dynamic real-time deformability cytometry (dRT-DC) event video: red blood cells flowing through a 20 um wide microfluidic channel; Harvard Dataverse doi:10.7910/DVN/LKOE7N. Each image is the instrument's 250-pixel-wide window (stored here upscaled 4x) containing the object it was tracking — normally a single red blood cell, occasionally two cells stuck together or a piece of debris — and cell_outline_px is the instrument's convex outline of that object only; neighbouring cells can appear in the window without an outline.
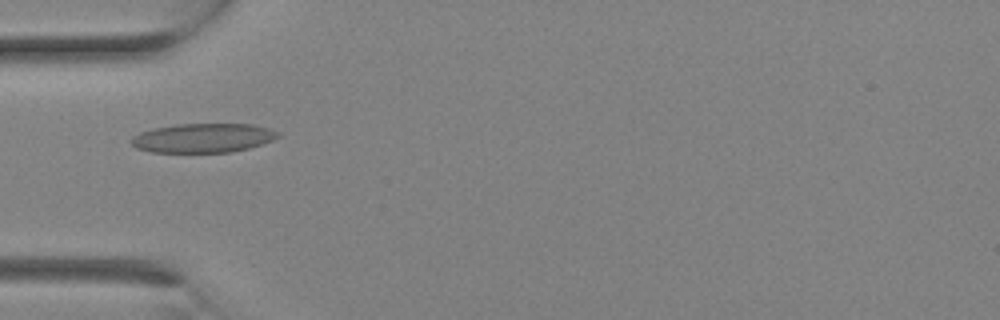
{"species": "Egyptian fruit bat (a non-hibernating species)", "species_latin": "Rousettus aegyptiacus", "temperature_condition": "room temperature", "stored_images_in_passage": 9, "camera_frame_rate_fps": 3000, "um_per_image_px": 0.085, "animal": {"sex": "female"}, "frame": {"image": 1, "passage_image": 8, "time_ms": 2.333, "image_size_px": [1000, 320], "cell_outline_px": [[280, 136], [272, 140], [248, 148], [232, 152], [152, 152], [136, 148], [132, 144], [132, 136], [140, 132], [156, 128], [176, 124], [252, 124], [268, 128], [280, 132]], "centroid_in_image_um": [17.27, 11.72], "position_along_channel_um": 67.7, "area_um2": 24.8}}